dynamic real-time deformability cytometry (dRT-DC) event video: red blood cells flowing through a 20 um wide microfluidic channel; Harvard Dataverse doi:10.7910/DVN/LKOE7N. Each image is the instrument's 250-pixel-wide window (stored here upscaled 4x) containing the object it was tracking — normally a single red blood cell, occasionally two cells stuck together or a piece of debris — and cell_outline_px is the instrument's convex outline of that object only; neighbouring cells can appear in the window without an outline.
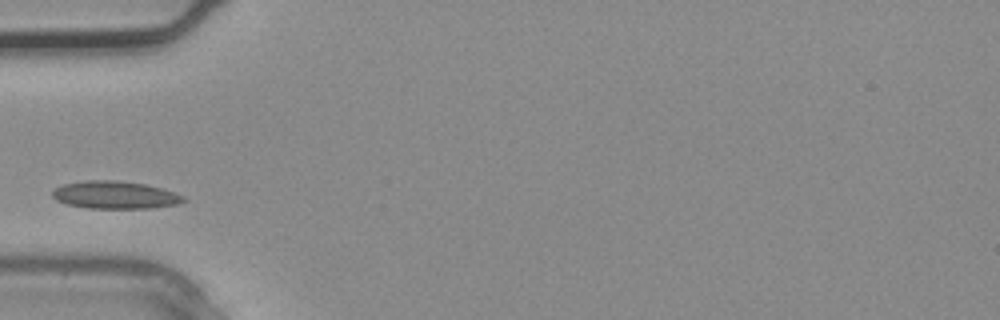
{"species": "common noctule bat (a hibernating species)", "species_latin": "Nyctalus noctula", "temperature_condition": "warm", "stored_images_in_passage": 3, "camera_frame_rate_fps": 3000, "um_per_image_px": 0.085, "animal": {"sex": "male", "body_mass_g": 20.4}, "frame": {"image": 1, "passage_image": 3, "time_ms": 0.667, "image_size_px": [1000, 320], "cell_outline_px": [[188, 200], [180, 204], [152, 208], [88, 208], [64, 204], [56, 200], [52, 196], [52, 192], [56, 188], [64, 184], [88, 180], [116, 180], [144, 184], [176, 192], [184, 196]], "centroid_in_image_um": [9.81, 16.58], "position_along_channel_um": 75.2, "area_um2": 21.21}}